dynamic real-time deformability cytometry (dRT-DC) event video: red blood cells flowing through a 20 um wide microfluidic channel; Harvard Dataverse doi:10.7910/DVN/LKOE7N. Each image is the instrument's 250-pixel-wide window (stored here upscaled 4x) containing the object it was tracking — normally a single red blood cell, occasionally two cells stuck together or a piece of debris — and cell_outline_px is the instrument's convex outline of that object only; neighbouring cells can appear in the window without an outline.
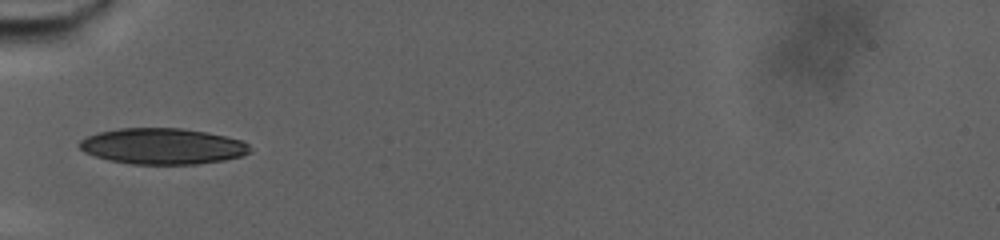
{"species": "human", "species_latin": "Homo sapiens", "temperature_condition": "warm", "stored_images_in_passage": 2, "camera_frame_rate_fps": 3000, "um_per_image_px": 0.085, "donor": {"sex": "male"}, "frame": {"image": 1, "passage_image": 1, "time_ms": 0.0, "image_size_px": [1000, 240], "cell_outline_px": [[252, 152], [240, 156], [224, 160], [196, 164], [132, 164], [108, 160], [84, 152], [76, 144], [80, 140], [96, 132], [120, 128], [180, 128], [208, 132], [240, 140], [248, 144]], "centroid_in_image_um": [13.78, 12.42], "position_along_channel_um": 71.2, "area_um2": 35.84}}